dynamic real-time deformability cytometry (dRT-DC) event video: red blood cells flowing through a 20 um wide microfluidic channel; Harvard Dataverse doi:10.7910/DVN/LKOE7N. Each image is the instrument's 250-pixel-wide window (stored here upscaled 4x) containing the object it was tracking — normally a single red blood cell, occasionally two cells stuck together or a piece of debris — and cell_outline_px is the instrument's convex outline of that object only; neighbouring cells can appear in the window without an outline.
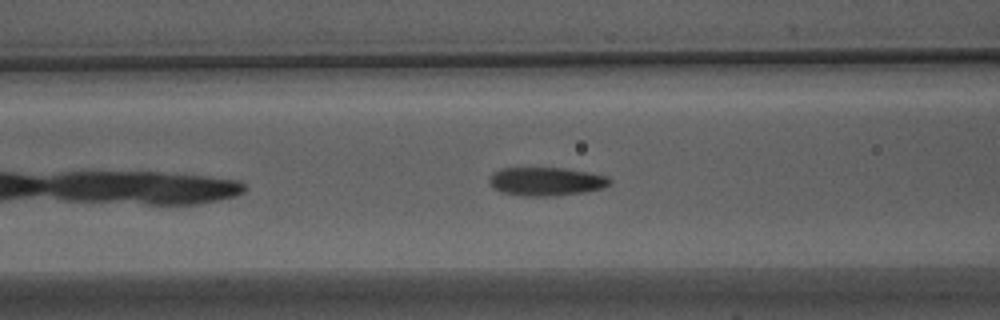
{"species": "Egyptian fruit bat (a non-hibernating species)", "species_latin": "Rousettus aegyptiacus", "temperature_condition": "warm", "stored_images_in_passage": 39, "camera_frame_rate_fps": 3000, "um_per_image_px": 0.085, "animal": {"sex": "male"}, "frame": {"image": 1, "passage_image": 9, "time_ms": 2.667, "image_size_px": [1000, 320], "cell_outline_px": [[612, 184], [604, 188], [584, 192], [556, 196], [520, 196], [504, 192], [496, 188], [488, 180], [492, 172], [500, 168], [564, 168], [588, 172], [608, 176], [612, 180]], "centroid_in_image_um": [46.47, 15.42], "position_along_channel_um": 120.1, "area_um2": 20.11}}
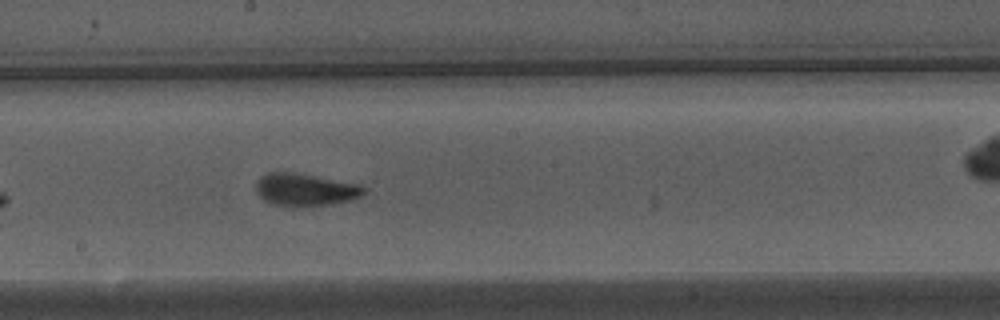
{"frame": {"image": 2, "passage_image": 17, "time_ms": 5.333, "image_size_px": [1000, 320], "cell_outline_px": [[364, 192], [360, 196], [348, 200], [324, 204], [272, 204], [264, 200], [256, 192], [256, 184], [260, 176], [268, 172], [292, 172], [360, 184], [364, 188]], "centroid_in_image_um": [25.9, 16.07], "position_along_channel_um": 222.3, "area_um2": 19.54}}
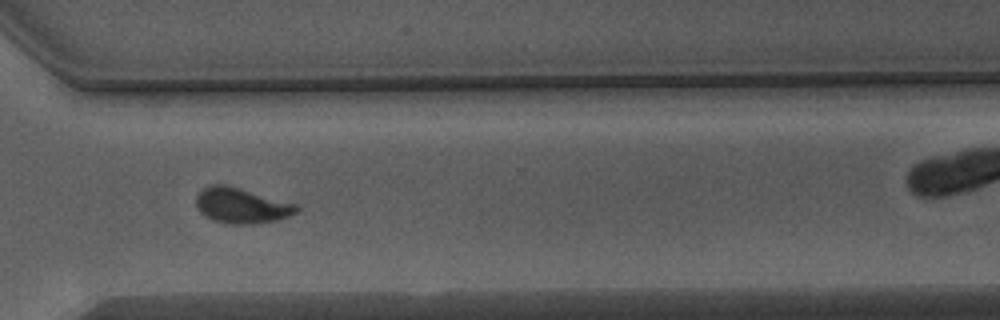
{"frame": {"image": 3, "passage_image": 27, "time_ms": 8.667, "image_size_px": [1000, 320], "cell_outline_px": [[300, 208], [296, 212], [288, 216], [276, 220], [252, 224], [228, 224], [212, 220], [204, 216], [200, 212], [196, 204], [196, 196], [208, 184], [224, 184], [296, 204]], "centroid_in_image_um": [20.48, 17.48], "position_along_channel_um": 350.1, "area_um2": 20.52}, "authors_computed_cell_mechanics": {"area_um2": 20.1144, "velocity_mm_per_s": 3.8368, "shape_relaxation_time_tau1_ms": 3.6072, "shape_relaxation_time_tau2_ms": 1.206, "deformation_change_tau1": 0.1556, "deformation_change_tau2": 0.0703}}